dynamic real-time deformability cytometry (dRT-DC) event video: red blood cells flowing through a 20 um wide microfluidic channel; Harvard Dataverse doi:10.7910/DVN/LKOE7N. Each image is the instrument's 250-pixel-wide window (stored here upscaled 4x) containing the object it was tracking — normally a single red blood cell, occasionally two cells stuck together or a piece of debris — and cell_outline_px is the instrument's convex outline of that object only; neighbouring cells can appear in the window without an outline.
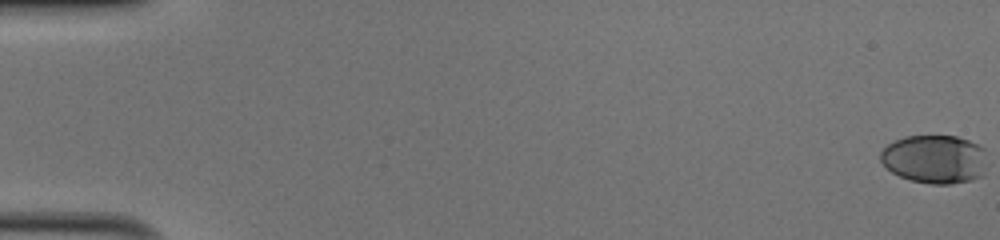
{"species": "human", "species_latin": "Homo sapiens", "temperature_condition": "cold", "stored_images_in_passage": 53, "camera_frame_rate_fps": 3000, "um_per_image_px": 0.085, "donor": {"sex": "male"}, "frame": {"image": 1, "passage_image": 1, "time_ms": 0.0, "image_size_px": [1000, 240], "cell_outline_px": [[984, 176], [972, 180], [948, 184], [932, 184], [912, 180], [900, 176], [892, 172], [880, 160], [880, 152], [888, 144], [904, 136], [956, 136], [968, 140], [984, 148]], "centroid_in_image_um": [79.45, 13.53], "position_along_channel_um": 5.6, "area_um2": 30.0}}
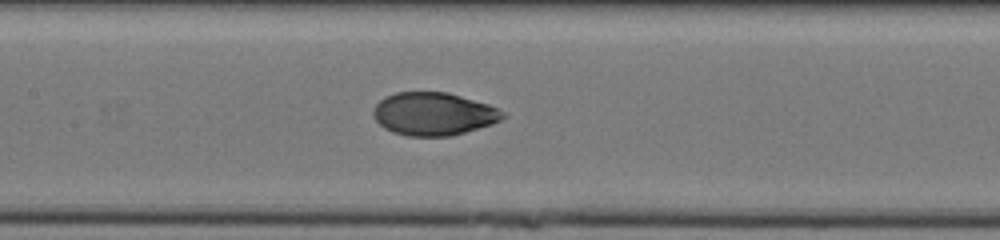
{"frame": {"image": 2, "passage_image": 27, "time_ms": 8.667, "image_size_px": [1000, 240], "cell_outline_px": [[508, 116], [492, 124], [452, 136], [408, 136], [392, 132], [384, 128], [376, 120], [372, 112], [376, 104], [384, 96], [396, 92], [448, 92], [488, 104], [504, 112]], "centroid_in_image_um": [36.85, 9.68], "position_along_channel_um": 170.6, "area_um2": 32.48}}
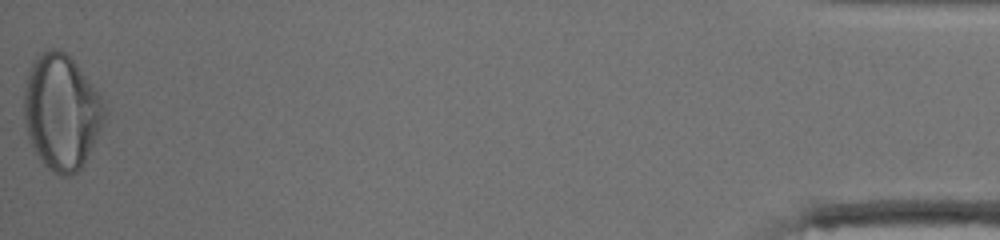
{"frame": {"image": 3, "passage_image": 53, "time_ms": 17.333, "image_size_px": [1000, 240], "cell_outline_px": [[108, 112], [84, 164], [76, 172], [68, 176], [64, 176], [52, 172], [40, 160], [28, 136], [24, 120], [24, 88], [28, 72], [32, 60], [48, 48], [60, 48], [76, 64], [100, 92], [108, 108]], "centroid_in_image_um": [5.24, 9.49], "position_along_channel_um": 430.0, "area_um2": 54.39}, "authors_computed_cell_mechanics": {"area_um2": 32.7148, "velocity_mm_per_s": 4.0423, "shape_relaxation_time_tau1_ms": 3.5419, "shape_relaxation_time_tau2_ms": 0.9179, "deformation_change_tau1": 0.1739, "deformation_change_tau2": 0.0364}}